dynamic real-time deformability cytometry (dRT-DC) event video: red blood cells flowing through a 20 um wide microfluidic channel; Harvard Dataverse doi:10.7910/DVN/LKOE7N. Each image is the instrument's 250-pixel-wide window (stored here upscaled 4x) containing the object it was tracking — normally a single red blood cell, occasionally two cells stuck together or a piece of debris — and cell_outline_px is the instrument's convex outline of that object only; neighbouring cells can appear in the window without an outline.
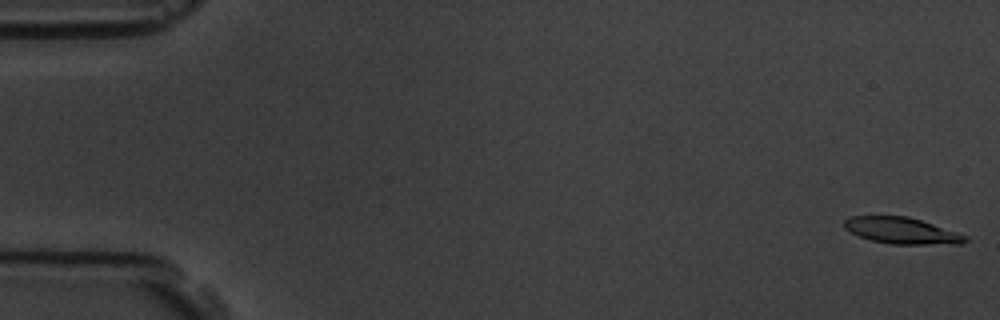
{"species": "common noctule bat (a hibernating species)", "species_latin": "Nyctalus noctula", "temperature_condition": "room temperature", "stored_images_in_passage": 15, "camera_frame_rate_fps": 3000, "um_per_image_px": 0.085, "animal": {"sex": "male", "body_mass_g": 19.5, "forearm_length_mm": 54.6}, "frame": {"image": 1, "passage_image": 1, "time_ms": 0.0, "image_size_px": [1000, 320], "cell_outline_px": [[968, 240], [960, 244], [892, 244], [872, 240], [860, 236], [844, 228], [844, 220], [852, 216], [908, 216], [960, 232], [968, 236]], "centroid_in_image_um": [76.71, 19.6], "position_along_channel_um": 8.3, "area_um2": 18.61}}
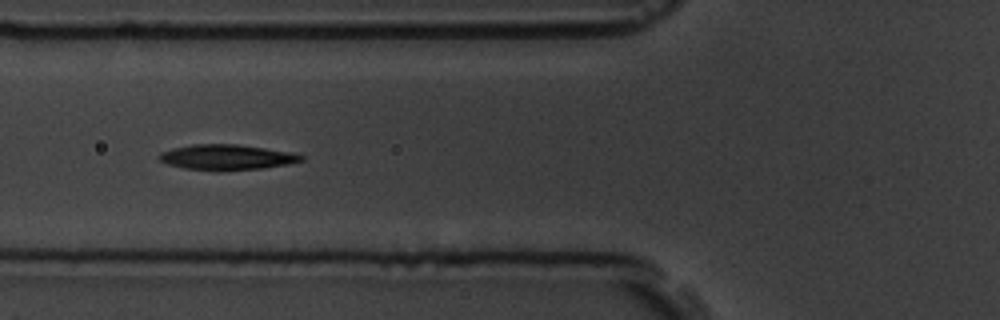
{"frame": {"image": 2, "passage_image": 6, "time_ms": 6.667, "image_size_px": [1000, 320], "cell_outline_px": [[304, 160], [288, 164], [264, 168], [220, 172], [216, 172], [184, 168], [168, 164], [160, 160], [156, 156], [160, 152], [172, 148], [192, 144], [236, 144], [292, 152], [304, 156]], "centroid_in_image_um": [19.25, 13.38], "position_along_channel_um": 106.6, "area_um2": 21.39}}
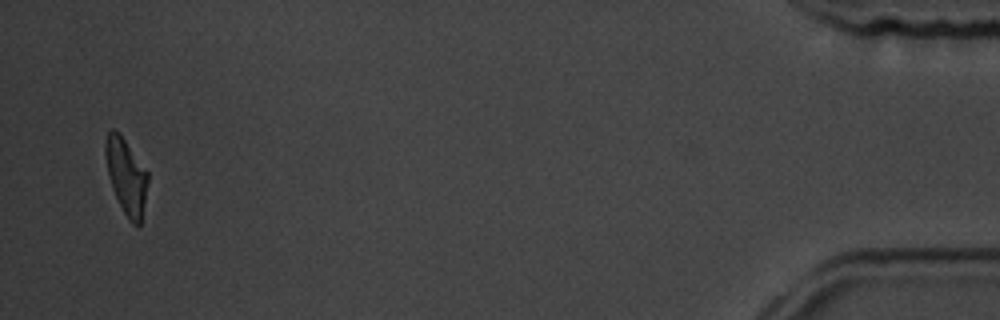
{"frame": {"image": 3, "passage_image": 15, "time_ms": 17.667, "image_size_px": [1000, 320], "cell_outline_px": [[148, 180], [140, 224], [132, 224], [128, 220], [112, 188], [108, 172], [104, 152], [104, 140], [108, 132], [112, 128], [116, 128], [120, 132], [148, 172]], "centroid_in_image_um": [10.71, 14.9], "position_along_channel_um": 424.5, "area_um2": 18.61}, "authors_computed_cell_mechanics": {"area_um2": 20.3456, "velocity_mm_per_s": 3.6749, "shape_relaxation_time_tau1_ms": 4.1823, "shape_relaxation_time_tau2_ms": 2.5852, "deformation_change_tau1": 0.1461, "deformation_change_tau2": 0.0901}}